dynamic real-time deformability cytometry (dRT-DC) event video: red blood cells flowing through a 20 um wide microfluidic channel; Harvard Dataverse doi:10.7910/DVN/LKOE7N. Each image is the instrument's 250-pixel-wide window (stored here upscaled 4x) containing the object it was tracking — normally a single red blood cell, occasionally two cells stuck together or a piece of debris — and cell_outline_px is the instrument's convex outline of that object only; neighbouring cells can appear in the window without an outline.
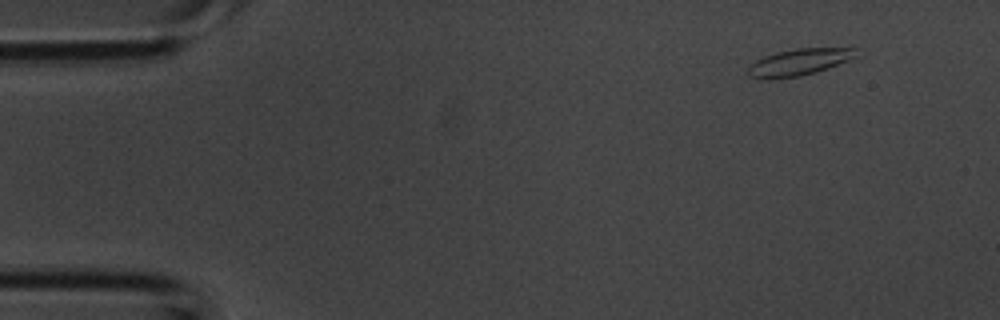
{"species": "common noctule bat (a hibernating species)", "species_latin": "Nyctalus noctula", "temperature_condition": "room temperature", "stored_images_in_passage": 4, "camera_frame_rate_fps": 3000, "um_per_image_px": 0.085, "animal": {"sex": "male", "body_mass_g": 20.1, "forearm_length_mm": 53.5}, "frame": {"image": 1, "passage_image": 4, "time_ms": 1.0, "image_size_px": [1000, 320], "cell_outline_px": [[856, 56], [848, 60], [828, 68], [816, 72], [800, 76], [776, 80], [760, 80], [748, 76], [748, 64], [764, 56], [776, 52], [796, 48], [852, 48]], "centroid_in_image_um": [67.78, 5.32], "position_along_channel_um": 17.2, "area_um2": 16.99}}